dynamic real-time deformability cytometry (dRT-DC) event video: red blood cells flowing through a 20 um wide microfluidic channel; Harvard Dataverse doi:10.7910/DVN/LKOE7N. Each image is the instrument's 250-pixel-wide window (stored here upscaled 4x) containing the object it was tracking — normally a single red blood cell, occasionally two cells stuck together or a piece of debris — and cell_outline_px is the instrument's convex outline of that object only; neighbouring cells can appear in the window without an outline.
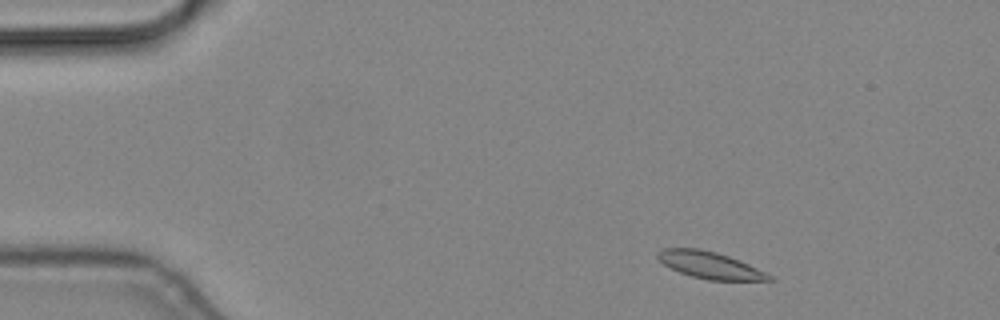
{"species": "common noctule bat (a hibernating species)", "species_latin": "Nyctalus noctula", "temperature_condition": "cold", "stored_images_in_passage": 5, "camera_frame_rate_fps": 3000, "um_per_image_px": 0.085, "animal": {"sex": "male", "body_mass_g": 19.2, "forearm_length_mm": 51.8}, "frame": {"image": 1, "passage_image": 1, "time_ms": 0.0, "image_size_px": [1000, 320], "cell_outline_px": [[776, 280], [708, 280], [692, 276], [680, 272], [664, 264], [656, 256], [656, 252], [660, 248], [700, 248], [716, 252], [728, 256], [748, 264], [772, 276]], "centroid_in_image_um": [60.3, 22.52], "position_along_channel_um": 24.7, "area_um2": 17.22}}
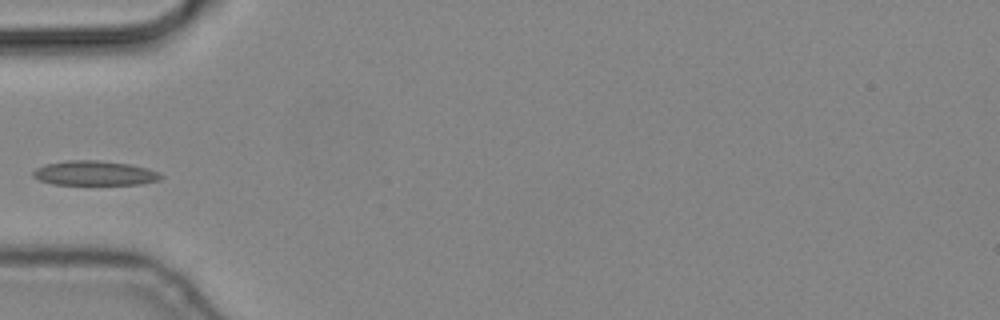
{"frame": {"image": 2, "passage_image": 4, "time_ms": 1.0, "image_size_px": [1000, 320], "cell_outline_px": [[164, 176], [160, 180], [140, 184], [52, 184], [40, 180], [32, 176], [32, 172], [36, 168], [44, 164], [68, 160], [100, 160], [132, 164], [148, 168], [160, 172]], "centroid_in_image_um": [8.07, 14.7], "position_along_channel_um": 76.9, "area_um2": 18.5}}
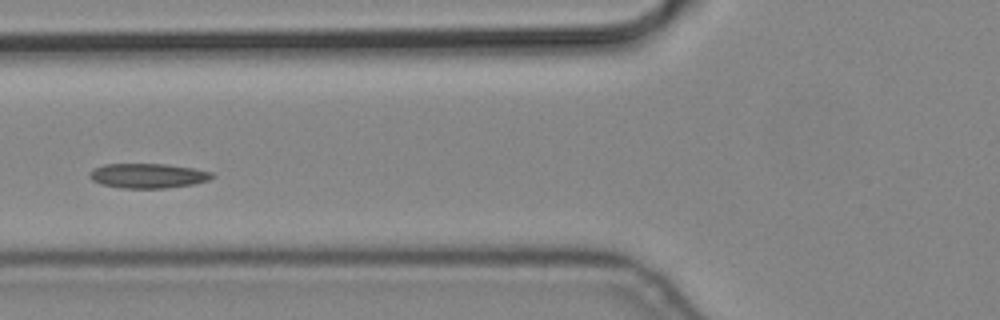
{"frame": {"image": 3, "passage_image": 5, "time_ms": 1.333, "image_size_px": [1000, 320], "cell_outline_px": [[216, 176], [208, 180], [192, 184], [164, 188], [124, 188], [100, 184], [92, 180], [88, 176], [96, 168], [104, 164], [164, 164], [192, 168], [212, 172]], "centroid_in_image_um": [12.58, 14.94], "position_along_channel_um": 113.2, "area_um2": 17.4}}